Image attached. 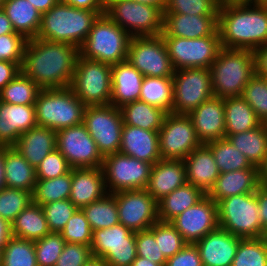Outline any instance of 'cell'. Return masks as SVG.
Returning a JSON list of instances; mask_svg holds the SVG:
<instances>
[{"instance_id":"8c879c8a","label":"cell","mask_w":267,"mask_h":266,"mask_svg":"<svg viewBox=\"0 0 267 266\" xmlns=\"http://www.w3.org/2000/svg\"><path fill=\"white\" fill-rule=\"evenodd\" d=\"M135 2H140L143 4H149L152 6L159 7L162 11L164 10V7L166 5V0H133Z\"/></svg>"},{"instance_id":"74e56055","label":"cell","mask_w":267,"mask_h":266,"mask_svg":"<svg viewBox=\"0 0 267 266\" xmlns=\"http://www.w3.org/2000/svg\"><path fill=\"white\" fill-rule=\"evenodd\" d=\"M139 100L158 107L167 113H171L173 103V78L144 77Z\"/></svg>"},{"instance_id":"2644e50d","label":"cell","mask_w":267,"mask_h":266,"mask_svg":"<svg viewBox=\"0 0 267 266\" xmlns=\"http://www.w3.org/2000/svg\"><path fill=\"white\" fill-rule=\"evenodd\" d=\"M84 266H109V265L103 258L92 255V257L85 263Z\"/></svg>"},{"instance_id":"89a4df30","label":"cell","mask_w":267,"mask_h":266,"mask_svg":"<svg viewBox=\"0 0 267 266\" xmlns=\"http://www.w3.org/2000/svg\"><path fill=\"white\" fill-rule=\"evenodd\" d=\"M131 266H161L147 258L137 256Z\"/></svg>"},{"instance_id":"6125c7cd","label":"cell","mask_w":267,"mask_h":266,"mask_svg":"<svg viewBox=\"0 0 267 266\" xmlns=\"http://www.w3.org/2000/svg\"><path fill=\"white\" fill-rule=\"evenodd\" d=\"M76 8L88 9L91 11H104V4L101 0H59Z\"/></svg>"},{"instance_id":"f5cc1de1","label":"cell","mask_w":267,"mask_h":266,"mask_svg":"<svg viewBox=\"0 0 267 266\" xmlns=\"http://www.w3.org/2000/svg\"><path fill=\"white\" fill-rule=\"evenodd\" d=\"M135 243L137 256L147 258L161 266H165L167 259L155 241V224L148 230L135 232Z\"/></svg>"},{"instance_id":"60d3db41","label":"cell","mask_w":267,"mask_h":266,"mask_svg":"<svg viewBox=\"0 0 267 266\" xmlns=\"http://www.w3.org/2000/svg\"><path fill=\"white\" fill-rule=\"evenodd\" d=\"M72 184V168L62 176L47 180H37L32 192L33 203L44 205L58 200L69 199Z\"/></svg>"},{"instance_id":"e7e4bbea","label":"cell","mask_w":267,"mask_h":266,"mask_svg":"<svg viewBox=\"0 0 267 266\" xmlns=\"http://www.w3.org/2000/svg\"><path fill=\"white\" fill-rule=\"evenodd\" d=\"M41 14L51 9L59 0H28Z\"/></svg>"},{"instance_id":"4fadbf2b","label":"cell","mask_w":267,"mask_h":266,"mask_svg":"<svg viewBox=\"0 0 267 266\" xmlns=\"http://www.w3.org/2000/svg\"><path fill=\"white\" fill-rule=\"evenodd\" d=\"M172 113L188 114L213 97L210 68L174 71Z\"/></svg>"},{"instance_id":"bcb514c9","label":"cell","mask_w":267,"mask_h":266,"mask_svg":"<svg viewBox=\"0 0 267 266\" xmlns=\"http://www.w3.org/2000/svg\"><path fill=\"white\" fill-rule=\"evenodd\" d=\"M242 97L262 123H267V78L254 74L244 87Z\"/></svg>"},{"instance_id":"7dc6e473","label":"cell","mask_w":267,"mask_h":266,"mask_svg":"<svg viewBox=\"0 0 267 266\" xmlns=\"http://www.w3.org/2000/svg\"><path fill=\"white\" fill-rule=\"evenodd\" d=\"M66 241L60 233L50 232L34 241L38 266H55L63 251Z\"/></svg>"},{"instance_id":"603a6c76","label":"cell","mask_w":267,"mask_h":266,"mask_svg":"<svg viewBox=\"0 0 267 266\" xmlns=\"http://www.w3.org/2000/svg\"><path fill=\"white\" fill-rule=\"evenodd\" d=\"M218 30V16H199L180 13H163L162 36L200 38Z\"/></svg>"},{"instance_id":"8d00e7d4","label":"cell","mask_w":267,"mask_h":266,"mask_svg":"<svg viewBox=\"0 0 267 266\" xmlns=\"http://www.w3.org/2000/svg\"><path fill=\"white\" fill-rule=\"evenodd\" d=\"M123 123L149 131H159L167 112L144 101L136 100L120 107Z\"/></svg>"},{"instance_id":"cb8c5ba5","label":"cell","mask_w":267,"mask_h":266,"mask_svg":"<svg viewBox=\"0 0 267 266\" xmlns=\"http://www.w3.org/2000/svg\"><path fill=\"white\" fill-rule=\"evenodd\" d=\"M186 183V169L183 160L160 159L152 165L145 190L158 202Z\"/></svg>"},{"instance_id":"753ad0ef","label":"cell","mask_w":267,"mask_h":266,"mask_svg":"<svg viewBox=\"0 0 267 266\" xmlns=\"http://www.w3.org/2000/svg\"><path fill=\"white\" fill-rule=\"evenodd\" d=\"M252 0H218V3L221 5L230 4V3H251Z\"/></svg>"},{"instance_id":"11e5206c","label":"cell","mask_w":267,"mask_h":266,"mask_svg":"<svg viewBox=\"0 0 267 266\" xmlns=\"http://www.w3.org/2000/svg\"><path fill=\"white\" fill-rule=\"evenodd\" d=\"M109 0H101V2L105 5Z\"/></svg>"},{"instance_id":"6da1fadb","label":"cell","mask_w":267,"mask_h":266,"mask_svg":"<svg viewBox=\"0 0 267 266\" xmlns=\"http://www.w3.org/2000/svg\"><path fill=\"white\" fill-rule=\"evenodd\" d=\"M78 55L72 44L32 38L24 49L21 72L41 89L70 87Z\"/></svg>"},{"instance_id":"ba28073f","label":"cell","mask_w":267,"mask_h":266,"mask_svg":"<svg viewBox=\"0 0 267 266\" xmlns=\"http://www.w3.org/2000/svg\"><path fill=\"white\" fill-rule=\"evenodd\" d=\"M104 13L131 37L158 36L163 30V11L133 0H109Z\"/></svg>"},{"instance_id":"30bf717a","label":"cell","mask_w":267,"mask_h":266,"mask_svg":"<svg viewBox=\"0 0 267 266\" xmlns=\"http://www.w3.org/2000/svg\"><path fill=\"white\" fill-rule=\"evenodd\" d=\"M175 71L186 68H210L221 49L220 34L200 38L162 36Z\"/></svg>"},{"instance_id":"03108f58","label":"cell","mask_w":267,"mask_h":266,"mask_svg":"<svg viewBox=\"0 0 267 266\" xmlns=\"http://www.w3.org/2000/svg\"><path fill=\"white\" fill-rule=\"evenodd\" d=\"M9 33H16L13 29L11 21L4 13L3 9H0V35L9 34Z\"/></svg>"},{"instance_id":"f35d334b","label":"cell","mask_w":267,"mask_h":266,"mask_svg":"<svg viewBox=\"0 0 267 266\" xmlns=\"http://www.w3.org/2000/svg\"><path fill=\"white\" fill-rule=\"evenodd\" d=\"M93 230L119 224L117 202L112 193L81 208Z\"/></svg>"},{"instance_id":"ac0fdd59","label":"cell","mask_w":267,"mask_h":266,"mask_svg":"<svg viewBox=\"0 0 267 266\" xmlns=\"http://www.w3.org/2000/svg\"><path fill=\"white\" fill-rule=\"evenodd\" d=\"M112 194L117 202L119 222L130 230H148L159 221L158 202L145 189Z\"/></svg>"},{"instance_id":"7402d4cb","label":"cell","mask_w":267,"mask_h":266,"mask_svg":"<svg viewBox=\"0 0 267 266\" xmlns=\"http://www.w3.org/2000/svg\"><path fill=\"white\" fill-rule=\"evenodd\" d=\"M36 126L35 105L0 101V146H13L22 133Z\"/></svg>"},{"instance_id":"ee69618b","label":"cell","mask_w":267,"mask_h":266,"mask_svg":"<svg viewBox=\"0 0 267 266\" xmlns=\"http://www.w3.org/2000/svg\"><path fill=\"white\" fill-rule=\"evenodd\" d=\"M231 266H267V236L241 239Z\"/></svg>"},{"instance_id":"8fae6325","label":"cell","mask_w":267,"mask_h":266,"mask_svg":"<svg viewBox=\"0 0 267 266\" xmlns=\"http://www.w3.org/2000/svg\"><path fill=\"white\" fill-rule=\"evenodd\" d=\"M108 193L146 189L152 164L116 152L104 157L102 163Z\"/></svg>"},{"instance_id":"a7ac6f4b","label":"cell","mask_w":267,"mask_h":266,"mask_svg":"<svg viewBox=\"0 0 267 266\" xmlns=\"http://www.w3.org/2000/svg\"><path fill=\"white\" fill-rule=\"evenodd\" d=\"M5 187L4 146H0V191Z\"/></svg>"},{"instance_id":"816d5d0a","label":"cell","mask_w":267,"mask_h":266,"mask_svg":"<svg viewBox=\"0 0 267 266\" xmlns=\"http://www.w3.org/2000/svg\"><path fill=\"white\" fill-rule=\"evenodd\" d=\"M50 232L60 233L78 209L69 199L41 205Z\"/></svg>"},{"instance_id":"836d02e7","label":"cell","mask_w":267,"mask_h":266,"mask_svg":"<svg viewBox=\"0 0 267 266\" xmlns=\"http://www.w3.org/2000/svg\"><path fill=\"white\" fill-rule=\"evenodd\" d=\"M206 194L196 186L186 183L158 201L159 221L170 222L189 207L196 205Z\"/></svg>"},{"instance_id":"52a82bcc","label":"cell","mask_w":267,"mask_h":266,"mask_svg":"<svg viewBox=\"0 0 267 266\" xmlns=\"http://www.w3.org/2000/svg\"><path fill=\"white\" fill-rule=\"evenodd\" d=\"M217 208L219 227L242 239L262 237L256 192L219 200Z\"/></svg>"},{"instance_id":"f546056e","label":"cell","mask_w":267,"mask_h":266,"mask_svg":"<svg viewBox=\"0 0 267 266\" xmlns=\"http://www.w3.org/2000/svg\"><path fill=\"white\" fill-rule=\"evenodd\" d=\"M258 167L220 173L214 187L207 194L216 203L224 198L256 192L259 187Z\"/></svg>"},{"instance_id":"7bdbcfd3","label":"cell","mask_w":267,"mask_h":266,"mask_svg":"<svg viewBox=\"0 0 267 266\" xmlns=\"http://www.w3.org/2000/svg\"><path fill=\"white\" fill-rule=\"evenodd\" d=\"M0 266H38L34 241L12 236L1 251Z\"/></svg>"},{"instance_id":"680465c9","label":"cell","mask_w":267,"mask_h":266,"mask_svg":"<svg viewBox=\"0 0 267 266\" xmlns=\"http://www.w3.org/2000/svg\"><path fill=\"white\" fill-rule=\"evenodd\" d=\"M21 65L0 60V91L21 72Z\"/></svg>"},{"instance_id":"94428289","label":"cell","mask_w":267,"mask_h":266,"mask_svg":"<svg viewBox=\"0 0 267 266\" xmlns=\"http://www.w3.org/2000/svg\"><path fill=\"white\" fill-rule=\"evenodd\" d=\"M255 60V74L267 78V44L253 51Z\"/></svg>"},{"instance_id":"3957f363","label":"cell","mask_w":267,"mask_h":266,"mask_svg":"<svg viewBox=\"0 0 267 266\" xmlns=\"http://www.w3.org/2000/svg\"><path fill=\"white\" fill-rule=\"evenodd\" d=\"M102 14L104 11L76 8L58 1L42 14L41 27L36 38L72 44L79 49L94 22Z\"/></svg>"},{"instance_id":"277c9868","label":"cell","mask_w":267,"mask_h":266,"mask_svg":"<svg viewBox=\"0 0 267 266\" xmlns=\"http://www.w3.org/2000/svg\"><path fill=\"white\" fill-rule=\"evenodd\" d=\"M210 70L214 96H242L244 87L255 74L253 51L221 47Z\"/></svg>"},{"instance_id":"11a10c76","label":"cell","mask_w":267,"mask_h":266,"mask_svg":"<svg viewBox=\"0 0 267 266\" xmlns=\"http://www.w3.org/2000/svg\"><path fill=\"white\" fill-rule=\"evenodd\" d=\"M27 39L19 33L0 35V60L22 63Z\"/></svg>"},{"instance_id":"1f68e13d","label":"cell","mask_w":267,"mask_h":266,"mask_svg":"<svg viewBox=\"0 0 267 266\" xmlns=\"http://www.w3.org/2000/svg\"><path fill=\"white\" fill-rule=\"evenodd\" d=\"M6 187L33 192L37 182L36 168L11 146H4Z\"/></svg>"},{"instance_id":"f6af8a7d","label":"cell","mask_w":267,"mask_h":266,"mask_svg":"<svg viewBox=\"0 0 267 266\" xmlns=\"http://www.w3.org/2000/svg\"><path fill=\"white\" fill-rule=\"evenodd\" d=\"M32 202V192L5 187L0 191V217L11 224Z\"/></svg>"},{"instance_id":"34e18365","label":"cell","mask_w":267,"mask_h":266,"mask_svg":"<svg viewBox=\"0 0 267 266\" xmlns=\"http://www.w3.org/2000/svg\"><path fill=\"white\" fill-rule=\"evenodd\" d=\"M252 4L267 7V0H252Z\"/></svg>"},{"instance_id":"7a4b0ae2","label":"cell","mask_w":267,"mask_h":266,"mask_svg":"<svg viewBox=\"0 0 267 266\" xmlns=\"http://www.w3.org/2000/svg\"><path fill=\"white\" fill-rule=\"evenodd\" d=\"M221 47L254 51L267 44V7L230 3L219 7Z\"/></svg>"},{"instance_id":"003e7915","label":"cell","mask_w":267,"mask_h":266,"mask_svg":"<svg viewBox=\"0 0 267 266\" xmlns=\"http://www.w3.org/2000/svg\"><path fill=\"white\" fill-rule=\"evenodd\" d=\"M259 185L267 188V156L263 163L258 167Z\"/></svg>"},{"instance_id":"9f6ffc18","label":"cell","mask_w":267,"mask_h":266,"mask_svg":"<svg viewBox=\"0 0 267 266\" xmlns=\"http://www.w3.org/2000/svg\"><path fill=\"white\" fill-rule=\"evenodd\" d=\"M91 257L90 246L66 242L55 266H84Z\"/></svg>"},{"instance_id":"2a66077c","label":"cell","mask_w":267,"mask_h":266,"mask_svg":"<svg viewBox=\"0 0 267 266\" xmlns=\"http://www.w3.org/2000/svg\"><path fill=\"white\" fill-rule=\"evenodd\" d=\"M3 0H0V9L2 8Z\"/></svg>"},{"instance_id":"4316f807","label":"cell","mask_w":267,"mask_h":266,"mask_svg":"<svg viewBox=\"0 0 267 266\" xmlns=\"http://www.w3.org/2000/svg\"><path fill=\"white\" fill-rule=\"evenodd\" d=\"M183 161L187 183L196 186L207 195L220 175L211 150L205 144H202Z\"/></svg>"},{"instance_id":"c3c4849f","label":"cell","mask_w":267,"mask_h":266,"mask_svg":"<svg viewBox=\"0 0 267 266\" xmlns=\"http://www.w3.org/2000/svg\"><path fill=\"white\" fill-rule=\"evenodd\" d=\"M218 0H166L163 13L218 16Z\"/></svg>"},{"instance_id":"91938a15","label":"cell","mask_w":267,"mask_h":266,"mask_svg":"<svg viewBox=\"0 0 267 266\" xmlns=\"http://www.w3.org/2000/svg\"><path fill=\"white\" fill-rule=\"evenodd\" d=\"M259 216L262 224V237L267 236V188L259 186L256 190Z\"/></svg>"},{"instance_id":"b9f144b4","label":"cell","mask_w":267,"mask_h":266,"mask_svg":"<svg viewBox=\"0 0 267 266\" xmlns=\"http://www.w3.org/2000/svg\"><path fill=\"white\" fill-rule=\"evenodd\" d=\"M41 88L20 72L1 91L0 101L17 105H35Z\"/></svg>"},{"instance_id":"83f0119b","label":"cell","mask_w":267,"mask_h":266,"mask_svg":"<svg viewBox=\"0 0 267 266\" xmlns=\"http://www.w3.org/2000/svg\"><path fill=\"white\" fill-rule=\"evenodd\" d=\"M144 76L127 60L111 65V105L117 108L139 100Z\"/></svg>"},{"instance_id":"e575fe53","label":"cell","mask_w":267,"mask_h":266,"mask_svg":"<svg viewBox=\"0 0 267 266\" xmlns=\"http://www.w3.org/2000/svg\"><path fill=\"white\" fill-rule=\"evenodd\" d=\"M225 134H237L262 124L253 108L239 97L224 98Z\"/></svg>"},{"instance_id":"d4e9b609","label":"cell","mask_w":267,"mask_h":266,"mask_svg":"<svg viewBox=\"0 0 267 266\" xmlns=\"http://www.w3.org/2000/svg\"><path fill=\"white\" fill-rule=\"evenodd\" d=\"M107 193L101 167L72 168L69 200L78 209L103 198Z\"/></svg>"},{"instance_id":"d6a6232c","label":"cell","mask_w":267,"mask_h":266,"mask_svg":"<svg viewBox=\"0 0 267 266\" xmlns=\"http://www.w3.org/2000/svg\"><path fill=\"white\" fill-rule=\"evenodd\" d=\"M225 137L254 166L259 167L267 156V123L249 131L225 134Z\"/></svg>"},{"instance_id":"9c48e42d","label":"cell","mask_w":267,"mask_h":266,"mask_svg":"<svg viewBox=\"0 0 267 266\" xmlns=\"http://www.w3.org/2000/svg\"><path fill=\"white\" fill-rule=\"evenodd\" d=\"M70 88L86 106L110 104L111 65L78 55Z\"/></svg>"},{"instance_id":"db71d44e","label":"cell","mask_w":267,"mask_h":266,"mask_svg":"<svg viewBox=\"0 0 267 266\" xmlns=\"http://www.w3.org/2000/svg\"><path fill=\"white\" fill-rule=\"evenodd\" d=\"M71 167L65 157L56 148L36 168L37 180L57 178L67 174Z\"/></svg>"},{"instance_id":"d590c367","label":"cell","mask_w":267,"mask_h":266,"mask_svg":"<svg viewBox=\"0 0 267 266\" xmlns=\"http://www.w3.org/2000/svg\"><path fill=\"white\" fill-rule=\"evenodd\" d=\"M12 236L36 241L50 233L41 205L31 203L11 223Z\"/></svg>"},{"instance_id":"9a60e30c","label":"cell","mask_w":267,"mask_h":266,"mask_svg":"<svg viewBox=\"0 0 267 266\" xmlns=\"http://www.w3.org/2000/svg\"><path fill=\"white\" fill-rule=\"evenodd\" d=\"M127 61L144 77H173L174 68L162 35L132 37Z\"/></svg>"},{"instance_id":"484cf974","label":"cell","mask_w":267,"mask_h":266,"mask_svg":"<svg viewBox=\"0 0 267 266\" xmlns=\"http://www.w3.org/2000/svg\"><path fill=\"white\" fill-rule=\"evenodd\" d=\"M119 152L154 165L161 159L158 131L123 124Z\"/></svg>"},{"instance_id":"681fc988","label":"cell","mask_w":267,"mask_h":266,"mask_svg":"<svg viewBox=\"0 0 267 266\" xmlns=\"http://www.w3.org/2000/svg\"><path fill=\"white\" fill-rule=\"evenodd\" d=\"M155 241L166 259L180 252L187 242L170 222L155 223Z\"/></svg>"},{"instance_id":"ab89813d","label":"cell","mask_w":267,"mask_h":266,"mask_svg":"<svg viewBox=\"0 0 267 266\" xmlns=\"http://www.w3.org/2000/svg\"><path fill=\"white\" fill-rule=\"evenodd\" d=\"M205 145L211 150L220 173L249 169L253 166L226 137Z\"/></svg>"},{"instance_id":"f1b7e54d","label":"cell","mask_w":267,"mask_h":266,"mask_svg":"<svg viewBox=\"0 0 267 266\" xmlns=\"http://www.w3.org/2000/svg\"><path fill=\"white\" fill-rule=\"evenodd\" d=\"M13 147L33 167L56 149V132L53 129L36 126L20 135Z\"/></svg>"},{"instance_id":"ffe728a7","label":"cell","mask_w":267,"mask_h":266,"mask_svg":"<svg viewBox=\"0 0 267 266\" xmlns=\"http://www.w3.org/2000/svg\"><path fill=\"white\" fill-rule=\"evenodd\" d=\"M187 115L201 144L225 138L224 98L213 96Z\"/></svg>"},{"instance_id":"5bb4252c","label":"cell","mask_w":267,"mask_h":266,"mask_svg":"<svg viewBox=\"0 0 267 266\" xmlns=\"http://www.w3.org/2000/svg\"><path fill=\"white\" fill-rule=\"evenodd\" d=\"M92 255L103 258L109 266H131L137 257L135 232L121 223L92 233Z\"/></svg>"},{"instance_id":"e0dca14e","label":"cell","mask_w":267,"mask_h":266,"mask_svg":"<svg viewBox=\"0 0 267 266\" xmlns=\"http://www.w3.org/2000/svg\"><path fill=\"white\" fill-rule=\"evenodd\" d=\"M56 148L71 168L102 167L104 157L83 123L58 130Z\"/></svg>"},{"instance_id":"2e32d148","label":"cell","mask_w":267,"mask_h":266,"mask_svg":"<svg viewBox=\"0 0 267 266\" xmlns=\"http://www.w3.org/2000/svg\"><path fill=\"white\" fill-rule=\"evenodd\" d=\"M158 135L161 159L184 160L202 145L187 114L167 113Z\"/></svg>"},{"instance_id":"f907efd6","label":"cell","mask_w":267,"mask_h":266,"mask_svg":"<svg viewBox=\"0 0 267 266\" xmlns=\"http://www.w3.org/2000/svg\"><path fill=\"white\" fill-rule=\"evenodd\" d=\"M92 229L82 209H77L60 234L67 243L85 244L92 242Z\"/></svg>"},{"instance_id":"7c38bea8","label":"cell","mask_w":267,"mask_h":266,"mask_svg":"<svg viewBox=\"0 0 267 266\" xmlns=\"http://www.w3.org/2000/svg\"><path fill=\"white\" fill-rule=\"evenodd\" d=\"M83 124L103 157L119 152L124 124L120 108L111 104L86 106Z\"/></svg>"},{"instance_id":"8992f818","label":"cell","mask_w":267,"mask_h":266,"mask_svg":"<svg viewBox=\"0 0 267 266\" xmlns=\"http://www.w3.org/2000/svg\"><path fill=\"white\" fill-rule=\"evenodd\" d=\"M131 36L105 13L94 22L87 38L79 48L86 59L114 65L127 60Z\"/></svg>"},{"instance_id":"be15d7a7","label":"cell","mask_w":267,"mask_h":266,"mask_svg":"<svg viewBox=\"0 0 267 266\" xmlns=\"http://www.w3.org/2000/svg\"><path fill=\"white\" fill-rule=\"evenodd\" d=\"M11 237V224L0 217V251L4 249Z\"/></svg>"},{"instance_id":"5b68a950","label":"cell","mask_w":267,"mask_h":266,"mask_svg":"<svg viewBox=\"0 0 267 266\" xmlns=\"http://www.w3.org/2000/svg\"><path fill=\"white\" fill-rule=\"evenodd\" d=\"M85 109L70 87L41 89L35 102L36 123L57 132L83 123Z\"/></svg>"},{"instance_id":"4dcf8cb0","label":"cell","mask_w":267,"mask_h":266,"mask_svg":"<svg viewBox=\"0 0 267 266\" xmlns=\"http://www.w3.org/2000/svg\"><path fill=\"white\" fill-rule=\"evenodd\" d=\"M2 9L16 33L27 40L37 37L42 14L28 0H4Z\"/></svg>"},{"instance_id":"44dd1931","label":"cell","mask_w":267,"mask_h":266,"mask_svg":"<svg viewBox=\"0 0 267 266\" xmlns=\"http://www.w3.org/2000/svg\"><path fill=\"white\" fill-rule=\"evenodd\" d=\"M241 239L218 227L194 244L203 266H231Z\"/></svg>"},{"instance_id":"d6986e66","label":"cell","mask_w":267,"mask_h":266,"mask_svg":"<svg viewBox=\"0 0 267 266\" xmlns=\"http://www.w3.org/2000/svg\"><path fill=\"white\" fill-rule=\"evenodd\" d=\"M170 223L190 244L219 227L217 203L206 195L196 205L173 218Z\"/></svg>"},{"instance_id":"6f0895ef","label":"cell","mask_w":267,"mask_h":266,"mask_svg":"<svg viewBox=\"0 0 267 266\" xmlns=\"http://www.w3.org/2000/svg\"><path fill=\"white\" fill-rule=\"evenodd\" d=\"M165 266H203V263L195 244L187 243L180 252L167 259Z\"/></svg>"}]
</instances>
